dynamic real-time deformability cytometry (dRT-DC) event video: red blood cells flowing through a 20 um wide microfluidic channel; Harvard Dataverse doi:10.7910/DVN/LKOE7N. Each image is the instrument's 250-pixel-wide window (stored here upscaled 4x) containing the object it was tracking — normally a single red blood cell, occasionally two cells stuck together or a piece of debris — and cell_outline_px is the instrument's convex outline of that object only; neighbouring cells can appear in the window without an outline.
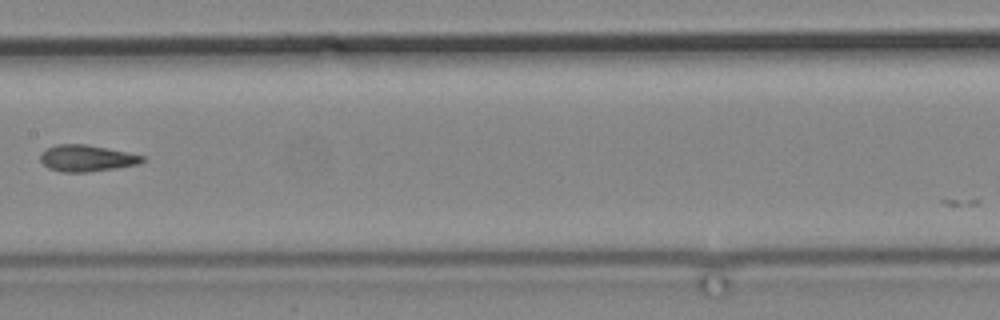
{"species": "common noctule bat (a hibernating species)", "species_latin": "Nyctalus noctula", "temperature_condition": "cold", "stored_images_in_passage": 15, "camera_frame_rate_fps": 3000, "um_per_image_px": 0.085, "animal": {"sex": "male", "body_mass_g": 19.2, "forearm_length_mm": 51.8}, "frame": {"image": 1, "passage_image": 15, "time_ms": 17.667, "image_size_px": [1000, 320], "cell_outline_px": [[148, 160], [140, 164], [116, 168], [88, 172], [60, 172], [48, 168], [40, 160], [40, 156], [48, 148], [56, 144], [88, 144], [144, 156]], "centroid_in_image_um": [7.4, 13.46], "position_along_channel_um": 200.0, "area_um2": 15.78}}